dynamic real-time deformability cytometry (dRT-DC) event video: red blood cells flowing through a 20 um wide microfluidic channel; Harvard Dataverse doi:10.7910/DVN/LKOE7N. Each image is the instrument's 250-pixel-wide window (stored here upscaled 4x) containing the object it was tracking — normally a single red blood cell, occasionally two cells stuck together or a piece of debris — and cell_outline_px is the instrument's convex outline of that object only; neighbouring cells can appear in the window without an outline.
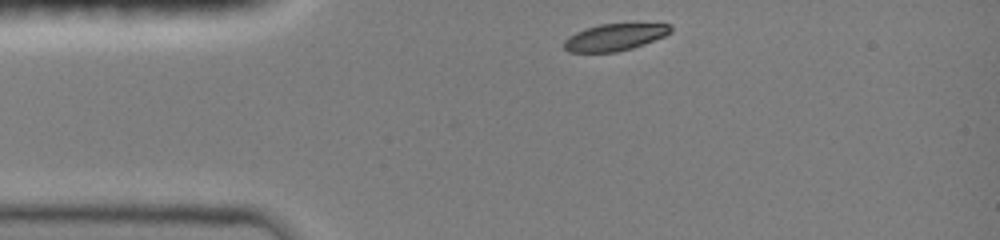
{"species": "common noctule bat (a hibernating species)", "species_latin": "Nyctalus noctula", "temperature_condition": "room temperature", "stored_images_in_passage": 33, "camera_frame_rate_fps": 3000, "um_per_image_px": 0.085, "animal": {"sex": "female", "body_mass_g": 19.0, "forearm_length_mm": 51.5}, "frame": {"image": 1, "passage_image": 1, "time_ms": 0.0, "image_size_px": [1000, 240], "cell_outline_px": [[672, 32], [664, 36], [644, 44], [632, 48], [616, 52], [568, 52], [564, 48], [564, 40], [568, 36], [576, 32], [600, 24], [672, 24]], "centroid_in_image_um": [52.25, 3.17], "position_along_channel_um": 32.8, "area_um2": 16.59}}
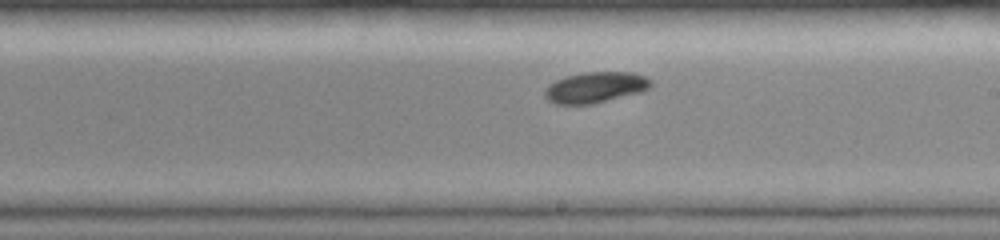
{"frame": {"image": 2, "passage_image": 19, "time_ms": 6.0, "image_size_px": [1000, 240], "cell_outline_px": [[652, 84], [648, 88], [640, 92], [592, 104], [556, 104], [548, 100], [544, 96], [544, 88], [548, 84], [564, 76], [584, 72], [632, 72], [644, 76], [652, 80]], "centroid_in_image_um": [50.56, 7.42], "position_along_channel_um": 238.4, "area_um2": 19.13}}
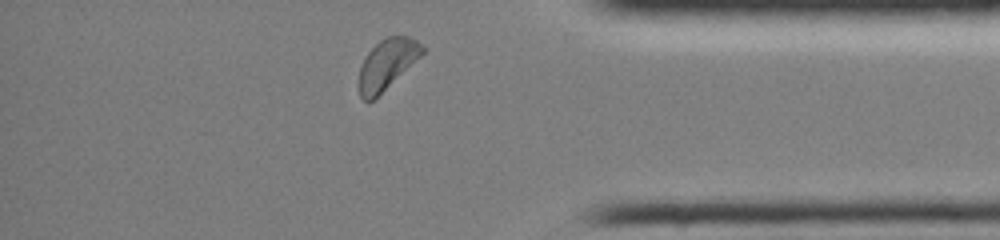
{"frame": {"image": 3, "passage_image": 32, "time_ms": 10.333, "image_size_px": [1000, 240], "cell_outline_px": [[424, 52], [420, 56], [368, 104], [360, 96], [360, 68], [368, 52], [380, 40], [388, 36], [408, 36], [416, 40], [424, 48]], "centroid_in_image_um": [32.88, 5.44], "position_along_channel_um": 402.3, "area_um2": 17.8}, "authors_computed_cell_mechanics": {"area_um2": 18.9006, "velocity_mm_per_s": 3.9873, "shape_relaxation_time_tau1_ms": 1.6183, "shape_relaxation_time_tau2_ms": null, "deformation_change_tau1": 0.0676, "deformation_change_tau2": null}}